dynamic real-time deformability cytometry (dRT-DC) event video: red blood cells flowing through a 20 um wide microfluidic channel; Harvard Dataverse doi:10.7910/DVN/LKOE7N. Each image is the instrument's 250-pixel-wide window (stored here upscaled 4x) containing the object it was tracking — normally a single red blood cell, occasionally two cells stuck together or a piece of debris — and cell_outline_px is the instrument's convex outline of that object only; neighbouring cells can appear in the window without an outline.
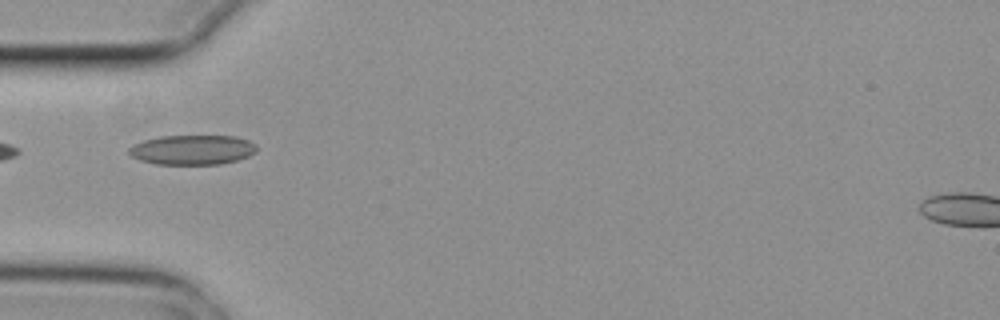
{"species": "common noctule bat (a hibernating species)", "species_latin": "Nyctalus noctula", "temperature_condition": "cold", "stored_images_in_passage": 6, "camera_frame_rate_fps": 3000, "um_per_image_px": 0.085, "animal": {"sex": "female", "body_mass_g": 29.2, "forearm_length_mm": 56.3}, "frame": {"image": 1, "passage_image": 3, "time_ms": 0.667, "image_size_px": [1000, 320], "cell_outline_px": [[256, 152], [248, 156], [236, 160], [220, 164], [156, 164], [140, 160], [132, 156], [128, 152], [128, 148], [144, 140], [160, 136], [236, 136], [248, 140], [256, 144]], "centroid_in_image_um": [16.36, 12.73], "position_along_channel_um": 68.6, "area_um2": 22.02}}
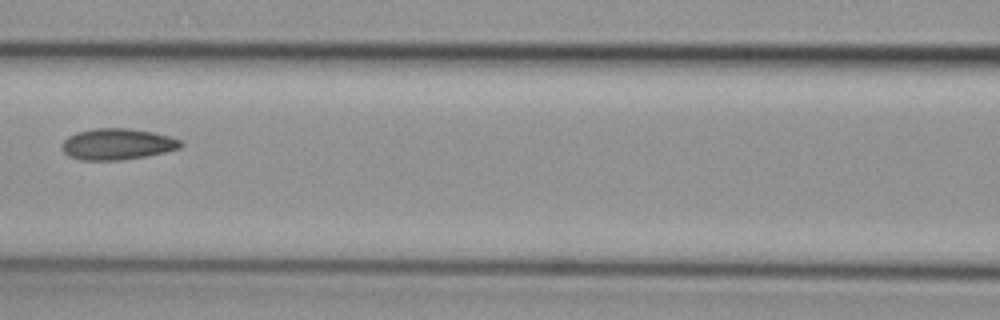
{"frame": {"image": 2, "passage_image": 5, "time_ms": 1.333, "image_size_px": [1000, 320], "cell_outline_px": [[184, 144], [180, 148], [164, 152], [144, 156], [120, 160], [80, 160], [68, 156], [64, 152], [60, 144], [68, 136], [76, 132], [92, 128], [128, 128], [152, 132], [184, 140]], "centroid_in_image_um": [9.95, 12.24], "position_along_channel_um": 156.6, "area_um2": 21.73}}
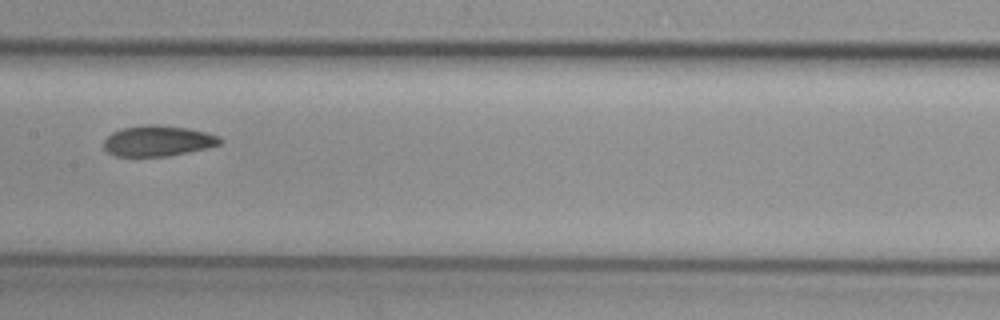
{"frame": {"image": 3, "passage_image": 6, "time_ms": 1.667, "image_size_px": [1000, 320], "cell_outline_px": [[220, 144], [188, 152], [168, 156], [116, 156], [108, 152], [104, 148], [104, 140], [112, 132], [124, 128], [148, 124], [160, 124], [188, 128], [204, 132], [216, 136], [220, 140]], "centroid_in_image_um": [13.37, 11.97], "position_along_channel_um": 194.0, "area_um2": 20.46}}